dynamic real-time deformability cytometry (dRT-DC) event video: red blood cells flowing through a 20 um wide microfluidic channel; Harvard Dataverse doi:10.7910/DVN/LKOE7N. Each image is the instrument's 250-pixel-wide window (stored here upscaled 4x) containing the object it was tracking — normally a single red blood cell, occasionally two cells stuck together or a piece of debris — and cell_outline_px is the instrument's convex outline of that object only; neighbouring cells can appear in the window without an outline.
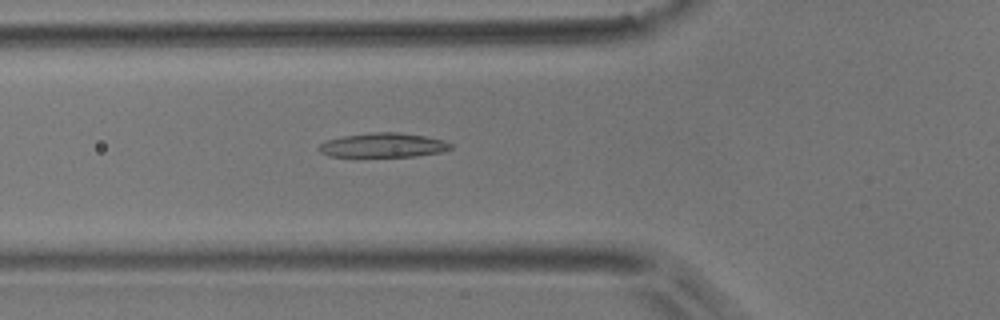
{"species": "common noctule bat (a hibernating species)", "species_latin": "Nyctalus noctula", "temperature_condition": "room temperature", "stored_images_in_passage": 35, "camera_frame_rate_fps": 3000, "um_per_image_px": 0.085, "animal": {"sex": "male", "body_mass_g": 17.9}, "frame": {"image": 1, "passage_image": 8, "time_ms": 2.333, "image_size_px": [1000, 320], "cell_outline_px": [[452, 148], [440, 152], [416, 156], [356, 160], [328, 156], [320, 152], [316, 148], [324, 140], [344, 136], [368, 132], [400, 132], [424, 136], [444, 140], [452, 144]], "centroid_in_image_um": [32.45, 12.4], "position_along_channel_um": 93.4, "area_um2": 20.0}}
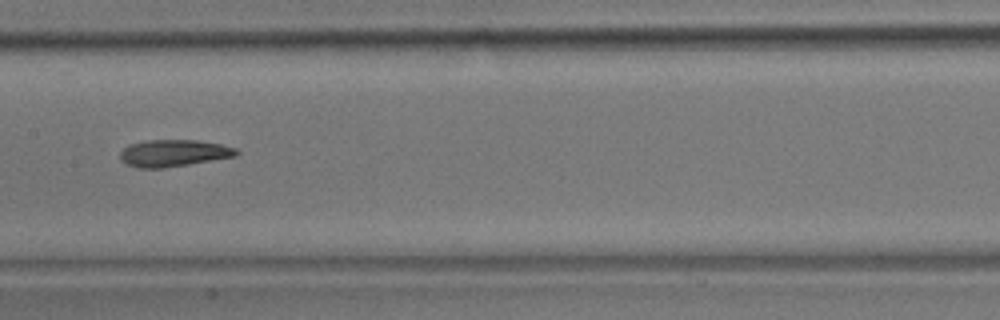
{"frame": {"image": 2, "passage_image": 16, "time_ms": 5.0, "image_size_px": [1000, 320], "cell_outline_px": [[240, 152], [236, 156], [164, 168], [136, 168], [120, 160], [120, 152], [124, 148], [132, 144], [148, 140], [196, 140], [220, 144], [236, 148]], "centroid_in_image_um": [14.76, 13.02], "position_along_channel_um": 192.6, "area_um2": 18.09}}
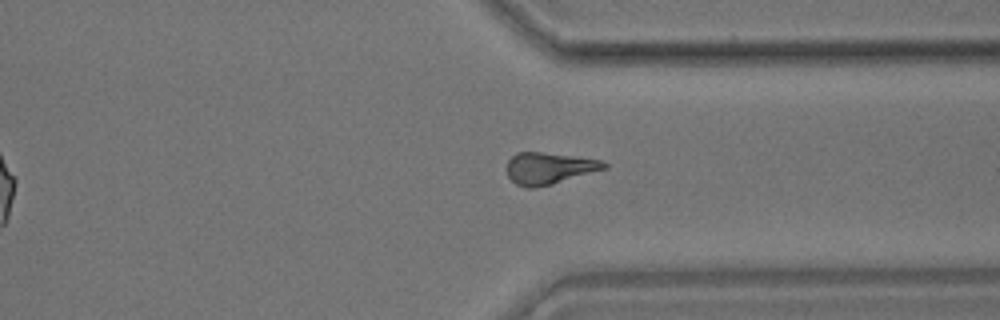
{"frame": {"image": 3, "passage_image": 30, "time_ms": 9.667, "image_size_px": [1000, 320], "cell_outline_px": [[608, 168], [552, 184], [532, 188], [528, 188], [516, 184], [508, 176], [504, 168], [508, 160], [516, 152], [540, 152], [572, 156], [600, 160], [608, 164]], "centroid_in_image_um": [46.62, 14.3], "position_along_channel_um": 364.8, "area_um2": 17.98}, "authors_computed_cell_mechanics": {"area_um2": 18.0914, "velocity_mm_per_s": 3.6961, "shape_relaxation_time_tau1_ms": 8.4955, "shape_relaxation_time_tau2_ms": 6.9459, "deformation_change_tau1": 0.1877, "deformation_change_tau2": 0.1741}}